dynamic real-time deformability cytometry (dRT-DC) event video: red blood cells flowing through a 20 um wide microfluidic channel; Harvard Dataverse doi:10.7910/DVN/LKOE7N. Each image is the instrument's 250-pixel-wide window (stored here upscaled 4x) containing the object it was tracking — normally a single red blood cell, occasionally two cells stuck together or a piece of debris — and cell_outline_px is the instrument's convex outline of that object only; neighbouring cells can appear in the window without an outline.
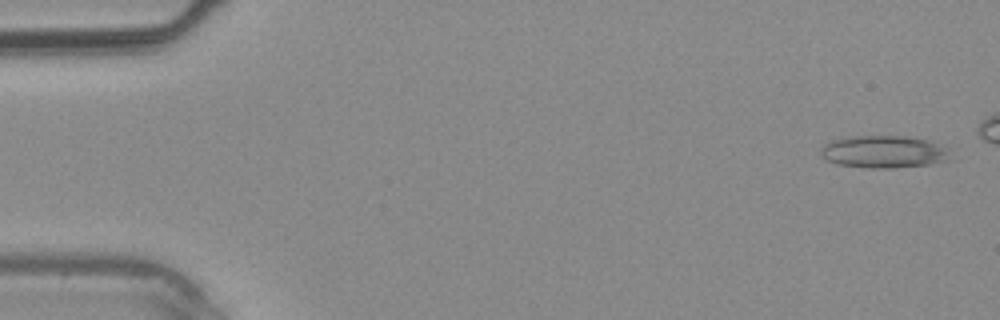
{"species": "common noctule bat (a hibernating species)", "species_latin": "Nyctalus noctula", "temperature_condition": "warm", "stored_images_in_passage": 34, "camera_frame_rate_fps": 3000, "um_per_image_px": 0.085, "animal": {"sex": "male", "body_mass_g": 20.4}, "frame": {"image": 1, "passage_image": 1, "time_ms": 0.0, "image_size_px": [1000, 320], "cell_outline_px": [[952, 160], [928, 164], [896, 168], [864, 168], [836, 164], [820, 156], [820, 148], [824, 144], [832, 140], [848, 136], [908, 136], [932, 140], [948, 148]], "centroid_in_image_um": [75.15, 12.9], "position_along_channel_um": 9.9, "area_um2": 25.03}}
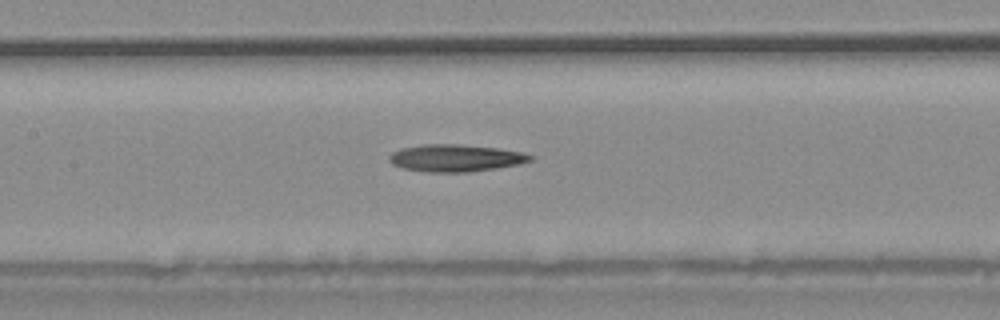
{"frame": {"image": 2, "passage_image": 18, "time_ms": 5.667, "image_size_px": [1000, 320], "cell_outline_px": [[536, 156], [532, 160], [520, 164], [496, 168], [468, 172], [424, 172], [404, 168], [392, 164], [388, 160], [388, 156], [392, 152], [404, 148], [424, 144], [460, 144], [496, 148], [524, 152]], "centroid_in_image_um": [38.75, 13.43], "position_along_channel_um": 168.6, "area_um2": 22.43}}
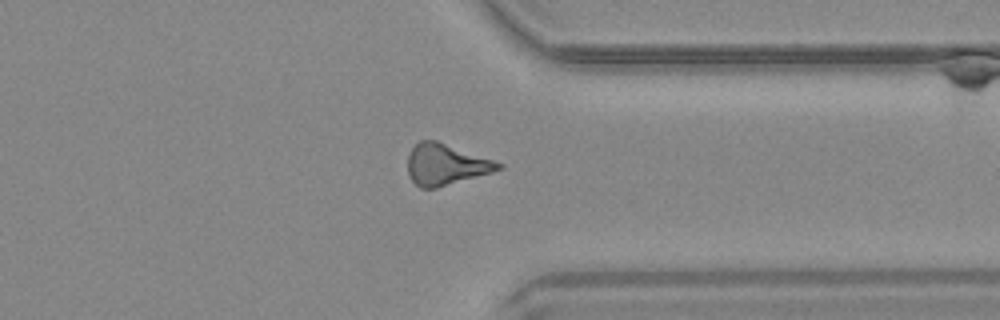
{"frame": {"image": 3, "passage_image": 30, "time_ms": 9.667, "image_size_px": [1000, 320], "cell_outline_px": [[504, 168], [492, 172], [436, 188], [420, 188], [408, 176], [408, 156], [412, 148], [420, 140], [436, 140], [504, 164]], "centroid_in_image_um": [37.88, 13.98], "position_along_channel_um": 373.5, "area_um2": 21.5}}